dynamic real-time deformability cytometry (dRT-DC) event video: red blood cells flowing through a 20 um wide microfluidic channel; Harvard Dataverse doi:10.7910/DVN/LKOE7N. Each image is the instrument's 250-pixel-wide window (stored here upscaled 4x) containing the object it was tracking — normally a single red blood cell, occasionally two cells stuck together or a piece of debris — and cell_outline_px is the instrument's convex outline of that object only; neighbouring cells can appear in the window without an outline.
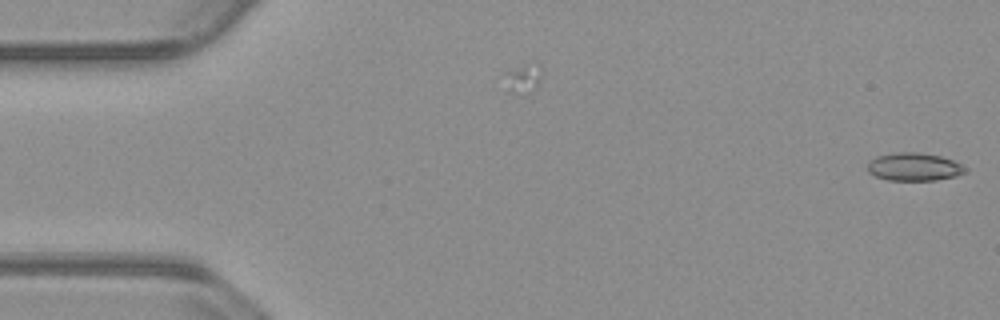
{"species": "common noctule bat (a hibernating species)", "species_latin": "Nyctalus noctula", "temperature_condition": "warm", "stored_images_in_passage": 5, "camera_frame_rate_fps": 3000, "um_per_image_px": 0.085, "animal": {"sex": "male", "body_mass_g": 23.1, "forearm_length_mm": 52.7}, "frame": {"image": 1, "passage_image": 5, "time_ms": 1.333, "image_size_px": [1000, 320], "cell_outline_px": [[968, 172], [956, 176], [936, 180], [888, 180], [876, 176], [868, 172], [868, 164], [876, 156], [896, 152], [920, 152], [940, 156], [952, 160], [968, 168]], "centroid_in_image_um": [77.73, 14.18], "position_along_channel_um": 7.3, "area_um2": 15.95}}